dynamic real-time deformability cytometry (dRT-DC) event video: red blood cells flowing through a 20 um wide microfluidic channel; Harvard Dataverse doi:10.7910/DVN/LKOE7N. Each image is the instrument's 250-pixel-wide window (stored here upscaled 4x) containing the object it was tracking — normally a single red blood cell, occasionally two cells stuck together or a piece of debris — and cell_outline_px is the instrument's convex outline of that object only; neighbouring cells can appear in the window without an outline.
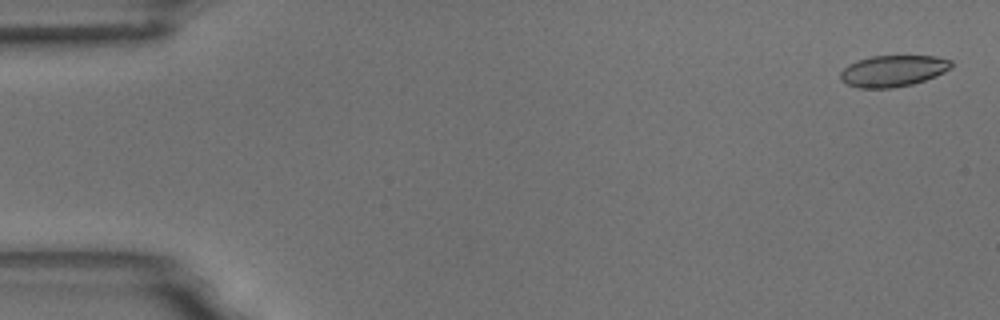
{"species": "common noctule bat (a hibernating species)", "species_latin": "Nyctalus noctula", "temperature_condition": "room temperature", "stored_images_in_passage": 5, "camera_frame_rate_fps": 3000, "um_per_image_px": 0.085, "animal": {"sex": "male", "body_mass_g": 18.8}, "frame": {"image": 1, "passage_image": 1, "time_ms": 0.0, "image_size_px": [1000, 320], "cell_outline_px": [[952, 68], [936, 76], [912, 84], [892, 88], [856, 88], [840, 80], [840, 72], [848, 64], [872, 56], [936, 56], [952, 60]], "centroid_in_image_um": [75.91, 6.03], "position_along_channel_um": 9.1, "area_um2": 20.29}}
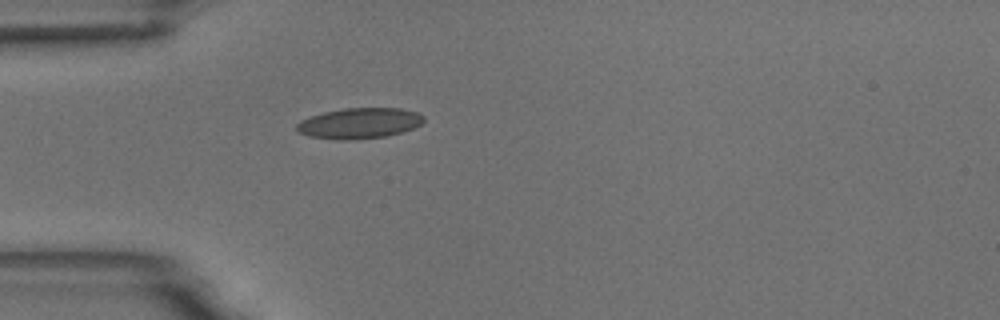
{"frame": {"image": 2, "passage_image": 5, "time_ms": 4.667, "image_size_px": [1000, 320], "cell_outline_px": [[424, 120], [420, 124], [412, 128], [388, 136], [348, 140], [340, 140], [308, 136], [296, 132], [296, 124], [300, 120], [324, 112], [344, 108], [400, 108], [420, 112], [424, 116]], "centroid_in_image_um": [30.53, 10.47], "position_along_channel_um": 54.5, "area_um2": 22.77}}